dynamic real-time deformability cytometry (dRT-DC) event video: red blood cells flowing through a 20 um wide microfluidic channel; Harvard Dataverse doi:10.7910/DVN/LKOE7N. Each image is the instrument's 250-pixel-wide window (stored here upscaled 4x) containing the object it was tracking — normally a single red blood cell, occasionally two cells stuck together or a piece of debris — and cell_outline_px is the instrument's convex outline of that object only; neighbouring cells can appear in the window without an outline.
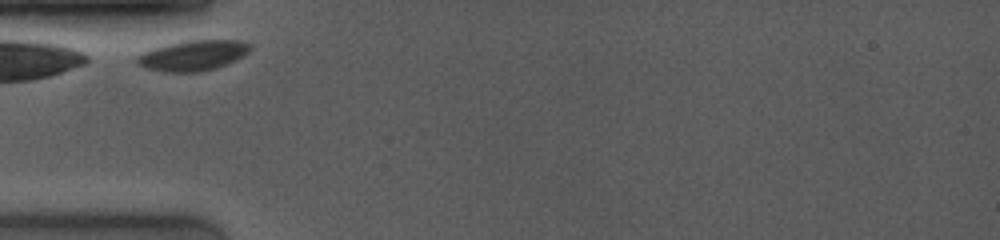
{"species": "common noctule bat (a hibernating species)", "species_latin": "Nyctalus noctula", "temperature_condition": "room temperature", "stored_images_in_passage": 10, "camera_frame_rate_fps": 4000, "um_per_image_px": 0.085, "animal": {"sex": "female", "body_mass_g": 19.0, "forearm_length_mm": 53.3}, "frame": {"image": 1, "passage_image": 1, "time_ms": 0.0, "image_size_px": [1000, 240], "cell_outline_px": [[252, 48], [244, 56], [236, 60], [216, 68], [200, 72], [164, 72], [148, 68], [140, 64], [136, 60], [136, 56], [144, 52], [168, 44], [188, 40], [240, 40], [252, 44]], "centroid_in_image_um": [16.47, 4.71], "position_along_channel_um": 68.5, "area_um2": 19.94}}
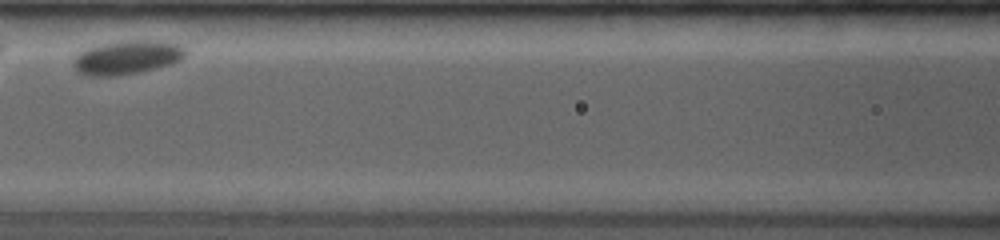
{"frame": {"image": 2, "passage_image": 6, "time_ms": 2.5, "image_size_px": [1000, 240], "cell_outline_px": [[184, 56], [180, 60], [172, 64], [140, 72], [116, 76], [88, 76], [76, 72], [72, 64], [72, 60], [80, 52], [88, 48], [120, 40], [160, 40], [176, 44], [184, 48]], "centroid_in_image_um": [10.76, 4.89], "position_along_channel_um": 155.8, "area_um2": 22.2}}